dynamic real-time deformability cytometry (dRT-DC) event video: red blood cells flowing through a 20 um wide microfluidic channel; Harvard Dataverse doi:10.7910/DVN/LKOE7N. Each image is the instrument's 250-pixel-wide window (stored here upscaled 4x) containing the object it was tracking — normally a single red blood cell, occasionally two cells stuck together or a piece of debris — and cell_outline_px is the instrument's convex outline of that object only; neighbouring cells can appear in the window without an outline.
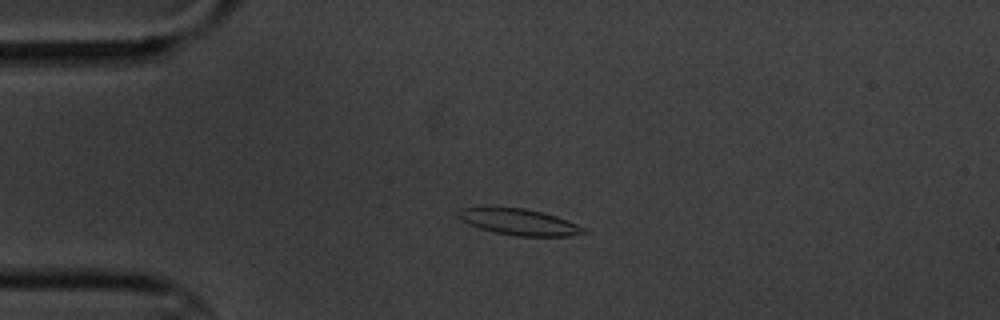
{"species": "common noctule bat (a hibernating species)", "species_latin": "Nyctalus noctula", "temperature_condition": "cold", "stored_images_in_passage": 6, "camera_frame_rate_fps": 3000, "um_per_image_px": 0.085, "animal": {"sex": "male", "body_mass_g": 20.1, "forearm_length_mm": 53.5}, "frame": {"image": 1, "passage_image": 4, "time_ms": 3.333, "image_size_px": [1000, 320], "cell_outline_px": [[588, 232], [568, 236], [516, 236], [496, 232], [480, 228], [468, 224], [460, 220], [456, 216], [456, 212], [460, 208], [524, 208], [544, 212], [556, 216], [588, 228]], "centroid_in_image_um": [44.15, 18.87], "position_along_channel_um": 40.9, "area_um2": 19.13}}